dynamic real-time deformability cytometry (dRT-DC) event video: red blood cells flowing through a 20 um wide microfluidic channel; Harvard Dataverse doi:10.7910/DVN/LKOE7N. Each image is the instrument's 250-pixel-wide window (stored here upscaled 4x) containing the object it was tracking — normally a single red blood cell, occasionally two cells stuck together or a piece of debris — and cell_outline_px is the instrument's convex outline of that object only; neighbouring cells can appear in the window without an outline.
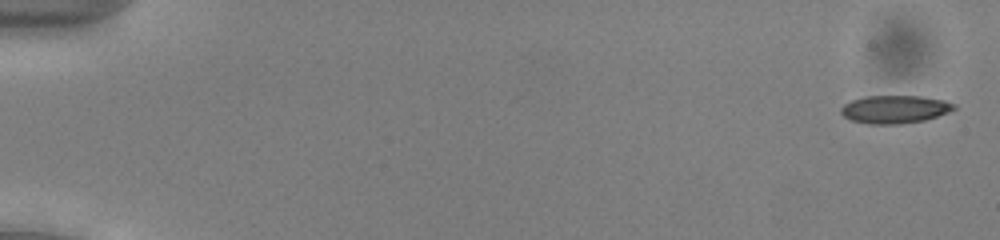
{"species": "common noctule bat (a hibernating species)", "species_latin": "Nyctalus noctula", "temperature_condition": "cold", "stored_images_in_passage": 53, "camera_frame_rate_fps": 3000, "um_per_image_px": 0.085, "animal": {"sex": "male", "body_mass_g": 13.0, "forearm_length_mm": 53.1}, "frame": {"image": 1, "passage_image": 2, "time_ms": 0.333, "image_size_px": [1000, 240], "cell_outline_px": [[956, 108], [948, 112], [924, 120], [900, 124], [868, 124], [852, 120], [844, 116], [840, 112], [840, 108], [844, 104], [852, 100], [864, 96], [920, 96], [944, 100], [956, 104]], "centroid_in_image_um": [76.04, 9.28], "position_along_channel_um": 9.0, "area_um2": 18.38}}
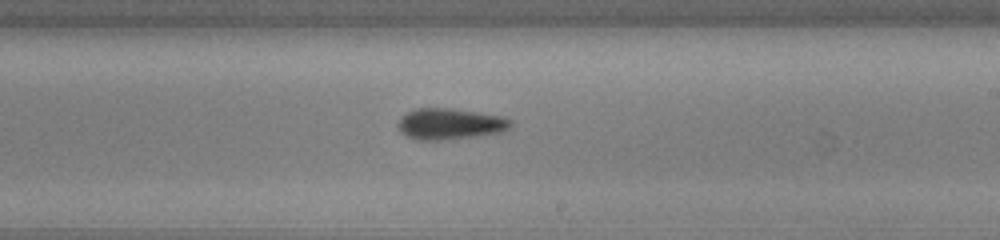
{"frame": {"image": 2, "passage_image": 33, "time_ms": 10.667, "image_size_px": [1000, 240], "cell_outline_px": [[512, 124], [508, 128], [500, 132], [472, 136], [440, 140], [420, 140], [408, 136], [400, 132], [400, 120], [408, 112], [416, 108], [452, 108], [480, 112], [504, 116], [512, 120]], "centroid_in_image_um": [38.29, 10.51], "position_along_channel_um": 250.7, "area_um2": 20.11}}
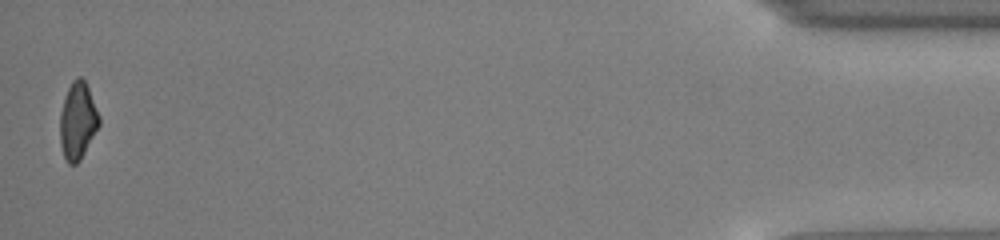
{"frame": {"image": 3, "passage_image": 53, "time_ms": 17.333, "image_size_px": [1000, 240], "cell_outline_px": [[100, 124], [80, 160], [76, 164], [68, 164], [64, 156], [60, 144], [60, 112], [68, 88], [72, 80], [76, 76], [80, 76], [84, 80], [88, 88], [100, 116]], "centroid_in_image_um": [6.6, 10.27], "position_along_channel_um": 428.6, "area_um2": 17.46}, "authors_computed_cell_mechanics": {"area_um2": 18.8428, "velocity_mm_per_s": 3.9466, "shape_relaxation_time_tau1_ms": 2.4772, "shape_relaxation_time_tau2_ms": 5.4133, "deformation_change_tau1": 0.1115, "deformation_change_tau2": 0.1449}}